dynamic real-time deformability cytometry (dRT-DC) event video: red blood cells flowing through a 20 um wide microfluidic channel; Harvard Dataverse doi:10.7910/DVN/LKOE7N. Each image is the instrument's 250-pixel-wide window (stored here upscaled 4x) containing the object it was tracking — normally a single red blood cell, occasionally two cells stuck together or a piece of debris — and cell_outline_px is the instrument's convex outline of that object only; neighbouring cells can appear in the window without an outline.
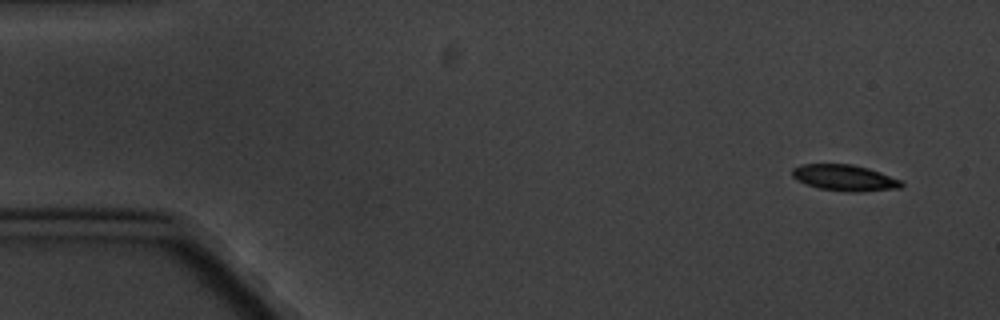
{"species": "common noctule bat (a hibernating species)", "species_latin": "Nyctalus noctula", "temperature_condition": "cold", "stored_images_in_passage": 7, "camera_frame_rate_fps": 3000, "um_per_image_px": 0.085, "animal": {"sex": "male", "body_mass_g": 20.1, "forearm_length_mm": 53.5}, "frame": {"image": 1, "passage_image": 1, "time_ms": 0.0, "image_size_px": [1000, 320], "cell_outline_px": [[904, 184], [900, 188], [860, 192], [848, 192], [820, 188], [796, 180], [792, 176], [792, 168], [800, 164], [852, 164], [868, 168], [880, 172], [900, 180]], "centroid_in_image_um": [71.78, 15.11], "position_along_channel_um": 13.2, "area_um2": 16.59}}
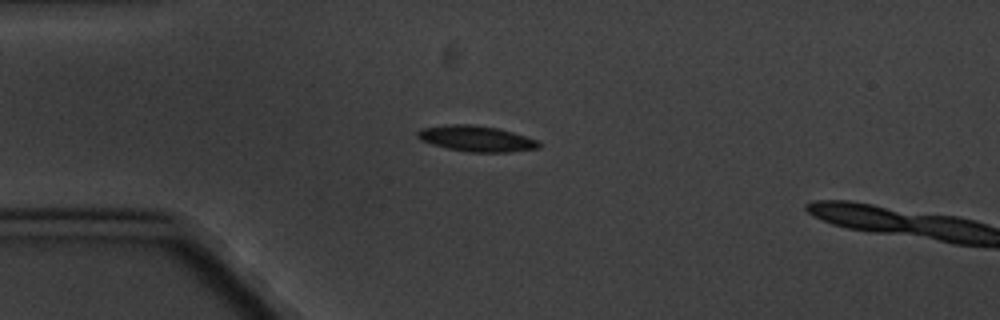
{"frame": {"image": 2, "passage_image": 4, "time_ms": 3.667, "image_size_px": [1000, 320], "cell_outline_px": [[540, 148], [508, 152], [468, 152], [448, 148], [432, 144], [420, 140], [416, 136], [416, 132], [420, 128], [448, 124], [472, 124], [496, 128], [512, 132], [536, 140], [540, 144]], "centroid_in_image_um": [40.43, 11.78], "position_along_channel_um": 44.6, "area_um2": 18.15}}